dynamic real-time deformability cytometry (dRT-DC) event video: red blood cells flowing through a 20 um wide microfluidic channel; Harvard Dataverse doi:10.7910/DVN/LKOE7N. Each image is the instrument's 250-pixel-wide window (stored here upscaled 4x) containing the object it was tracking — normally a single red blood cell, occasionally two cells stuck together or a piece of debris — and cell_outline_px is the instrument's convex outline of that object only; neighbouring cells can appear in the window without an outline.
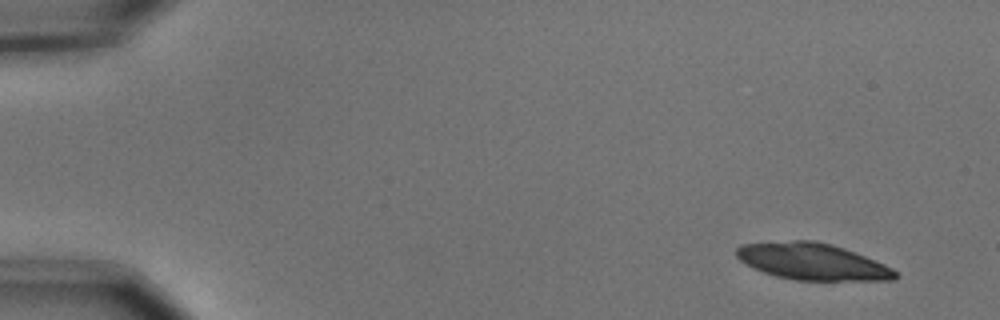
{"species": "common noctule bat (a hibernating species)", "species_latin": "Nyctalus noctula", "temperature_condition": "cold", "stored_images_in_passage": 4, "camera_frame_rate_fps": 3000, "um_per_image_px": 0.085, "animal": {"sex": "male", "body_mass_g": 15.6}, "frame": {"image": 1, "passage_image": 1, "time_ms": 0.0, "image_size_px": [1000, 320], "cell_outline_px": [[900, 276], [896, 280], [792, 280], [776, 276], [752, 268], [740, 260], [736, 256], [736, 248], [740, 244], [792, 240], [816, 240], [832, 244], [844, 248], [884, 264], [892, 268]], "centroid_in_image_um": [69.03, 22.23], "position_along_channel_um": 16.0, "area_um2": 34.04}}